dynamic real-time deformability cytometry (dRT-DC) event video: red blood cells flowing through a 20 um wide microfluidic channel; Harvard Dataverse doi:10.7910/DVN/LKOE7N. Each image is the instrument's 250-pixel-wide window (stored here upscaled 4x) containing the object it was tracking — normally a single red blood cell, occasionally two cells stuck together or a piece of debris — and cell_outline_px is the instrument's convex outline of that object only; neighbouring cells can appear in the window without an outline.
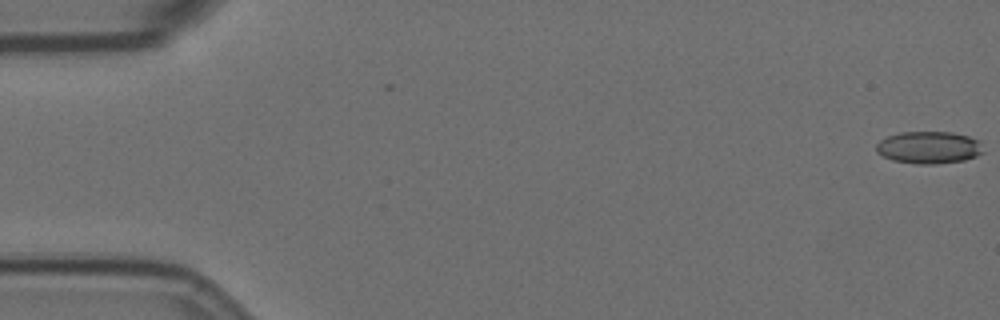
{"species": "Egyptian fruit bat (a non-hibernating species)", "species_latin": "Rousettus aegyptiacus", "temperature_condition": "room temperature", "stored_images_in_passage": 57, "camera_frame_rate_fps": 3000, "um_per_image_px": 0.085, "animal": {"sex": "female"}, "frame": {"image": 1, "passage_image": 1, "time_ms": 0.0, "image_size_px": [1000, 320], "cell_outline_px": [[984, 152], [976, 156], [964, 160], [932, 164], [916, 164], [892, 160], [876, 152], [876, 144], [880, 140], [888, 136], [900, 132], [952, 132], [968, 136], [980, 140]], "centroid_in_image_um": [78.96, 12.53], "position_along_channel_um": 6.0, "area_um2": 20.17}}
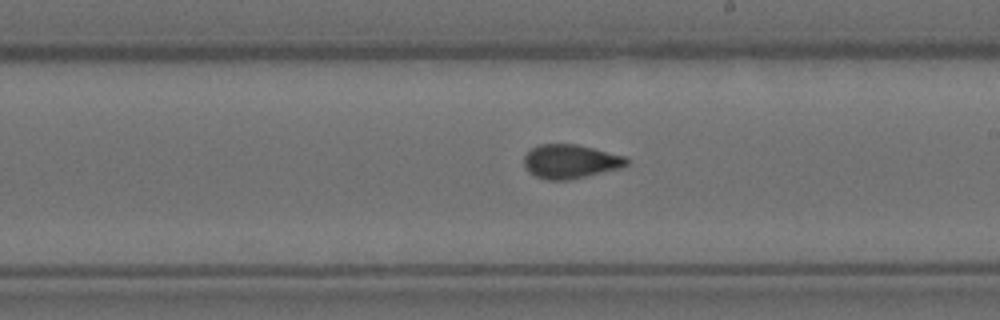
{"frame": {"image": 2, "passage_image": 33, "time_ms": 10.667, "image_size_px": [1000, 320], "cell_outline_px": [[628, 164], [620, 168], [568, 180], [544, 180], [528, 172], [524, 164], [524, 156], [532, 148], [540, 144], [576, 144], [624, 156], [628, 160]], "centroid_in_image_um": [48.45, 13.73], "position_along_channel_um": 240.6, "area_um2": 20.11}}
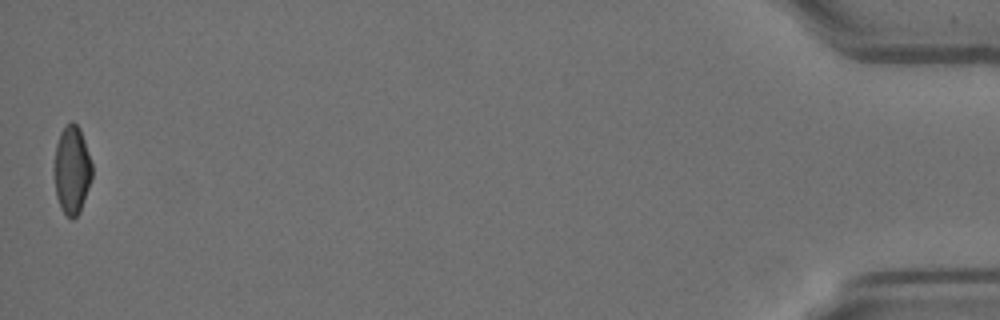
{"frame": {"image": 3, "passage_image": 57, "time_ms": 18.667, "image_size_px": [1000, 320], "cell_outline_px": [[92, 176], [80, 212], [72, 220], [60, 208], [56, 196], [56, 144], [60, 132], [72, 120], [80, 128], [92, 164]], "centroid_in_image_um": [6.13, 14.45], "position_along_channel_um": 429.1, "area_um2": 18.96}, "authors_computed_cell_mechanics": {"area_um2": 20.4034, "velocity_mm_per_s": 3.5785, "shape_relaxation_time_tau1_ms": null, "shape_relaxation_time_tau2_ms": 1.3179, "deformation_change_tau1": null, "deformation_change_tau2": 0.0755}}